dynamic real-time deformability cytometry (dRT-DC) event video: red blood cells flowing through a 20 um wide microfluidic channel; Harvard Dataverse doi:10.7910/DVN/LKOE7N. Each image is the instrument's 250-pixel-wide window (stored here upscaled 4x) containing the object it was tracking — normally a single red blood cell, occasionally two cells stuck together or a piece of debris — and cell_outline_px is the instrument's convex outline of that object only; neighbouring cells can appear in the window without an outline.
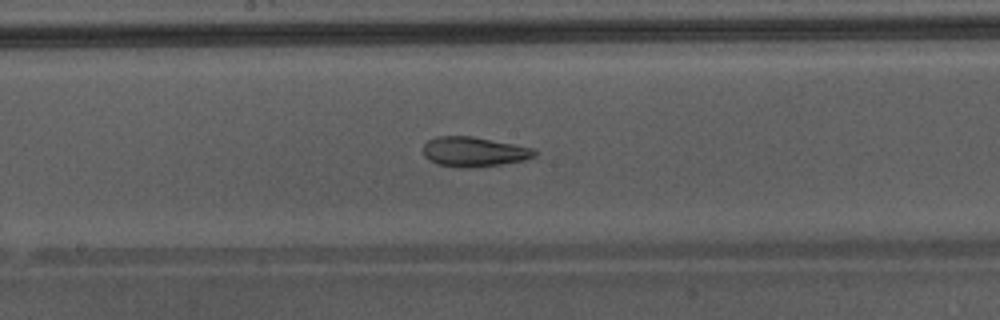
{"species": "Egyptian fruit bat (a non-hibernating species)", "species_latin": "Rousettus aegyptiacus", "temperature_condition": "warm", "stored_images_in_passage": 49, "camera_frame_rate_fps": 3000, "um_per_image_px": 0.085, "animal": {"sex": "male"}, "frame": {"image": 1, "passage_image": 28, "time_ms": 9.0, "image_size_px": [1000, 320], "cell_outline_px": [[536, 156], [524, 160], [500, 164], [468, 168], [464, 168], [436, 164], [428, 160], [424, 156], [424, 144], [428, 140], [436, 136], [472, 136], [532, 148], [536, 152]], "centroid_in_image_um": [40.24, 12.9], "position_along_channel_um": 208.0, "area_um2": 19.19}}
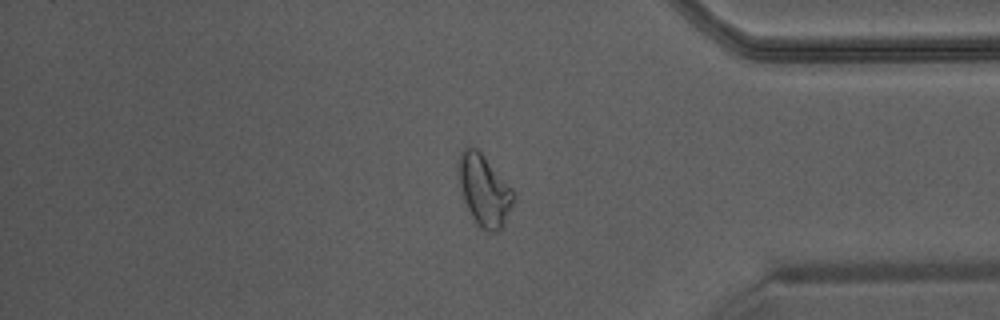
{"frame": {"image": 2, "passage_image": 42, "time_ms": 13.667, "image_size_px": [1000, 320], "cell_outline_px": [[516, 192], [508, 212], [500, 228], [496, 232], [488, 232], [480, 228], [472, 216], [464, 200], [460, 188], [460, 152], [464, 148], [472, 144], [480, 152]], "centroid_in_image_um": [41.16, 16.16], "position_along_channel_um": 394.0, "area_um2": 22.14}, "authors_computed_cell_mechanics": {"area_um2": 23.2934, "velocity_mm_per_s": 4.3377, "shape_relaxation_time_tau1_ms": null, "shape_relaxation_time_tau2_ms": 1.7492, "deformation_change_tau1": null, "deformation_change_tau2": 0.0879}}